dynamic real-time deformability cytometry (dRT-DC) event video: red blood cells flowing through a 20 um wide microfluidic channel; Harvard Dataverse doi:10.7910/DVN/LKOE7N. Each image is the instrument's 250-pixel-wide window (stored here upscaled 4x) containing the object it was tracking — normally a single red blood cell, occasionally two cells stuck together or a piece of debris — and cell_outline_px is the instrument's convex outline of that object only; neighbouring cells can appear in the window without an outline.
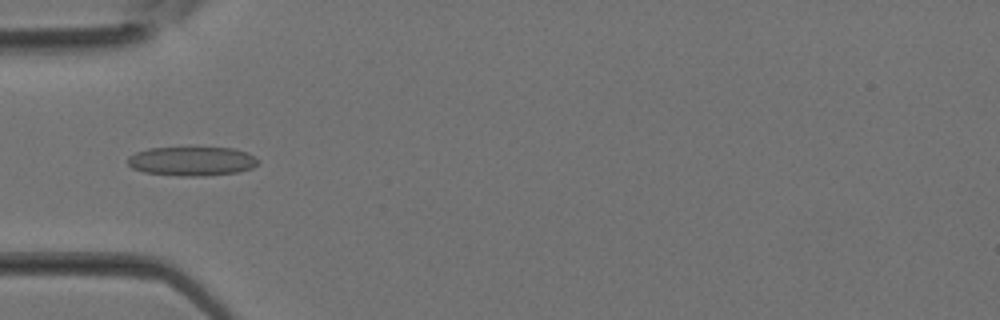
{"species": "Egyptian fruit bat (a non-hibernating species)", "species_latin": "Rousettus aegyptiacus", "temperature_condition": "room temperature", "stored_images_in_passage": 31, "camera_frame_rate_fps": 3000, "um_per_image_px": 0.085, "animal": {"sex": "female"}, "frame": {"image": 1, "passage_image": 9, "time_ms": 2.667, "image_size_px": [1000, 320], "cell_outline_px": [[260, 160], [252, 168], [236, 172], [204, 176], [180, 176], [144, 172], [132, 168], [128, 164], [128, 156], [136, 152], [148, 148], [232, 148], [248, 152]], "centroid_in_image_um": [16.31, 13.7], "position_along_channel_um": 68.7, "area_um2": 22.08}}
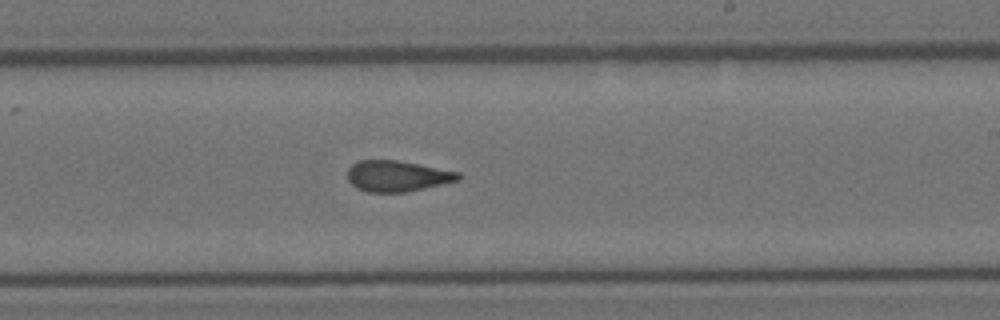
{"frame": {"image": 2, "passage_image": 18, "time_ms": 5.667, "image_size_px": [1000, 320], "cell_outline_px": [[464, 176], [460, 180], [408, 192], [368, 192], [356, 188], [348, 180], [348, 168], [356, 160], [396, 160], [460, 172]], "centroid_in_image_um": [33.78, 14.97], "position_along_channel_um": 255.2, "area_um2": 20.11}}
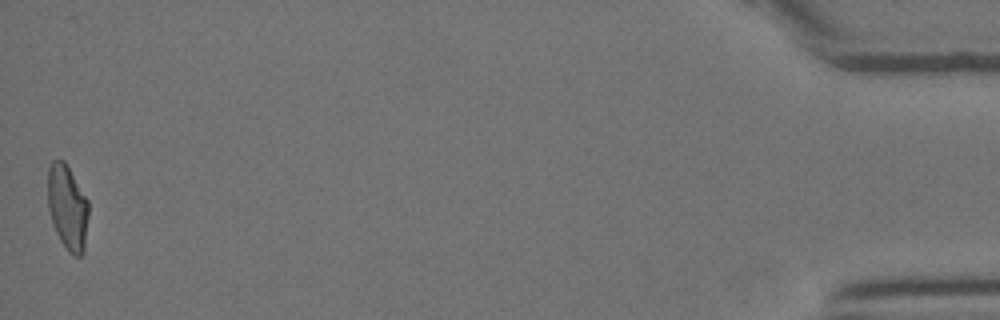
{"frame": {"image": 3, "passage_image": 31, "time_ms": 10.0, "image_size_px": [1000, 320], "cell_outline_px": [[88, 216], [84, 252], [80, 256], [72, 256], [68, 252], [60, 240], [52, 224], [48, 208], [48, 168], [52, 160], [64, 160], [88, 200]], "centroid_in_image_um": [5.73, 17.65], "position_along_channel_um": 429.5, "area_um2": 20.29}}